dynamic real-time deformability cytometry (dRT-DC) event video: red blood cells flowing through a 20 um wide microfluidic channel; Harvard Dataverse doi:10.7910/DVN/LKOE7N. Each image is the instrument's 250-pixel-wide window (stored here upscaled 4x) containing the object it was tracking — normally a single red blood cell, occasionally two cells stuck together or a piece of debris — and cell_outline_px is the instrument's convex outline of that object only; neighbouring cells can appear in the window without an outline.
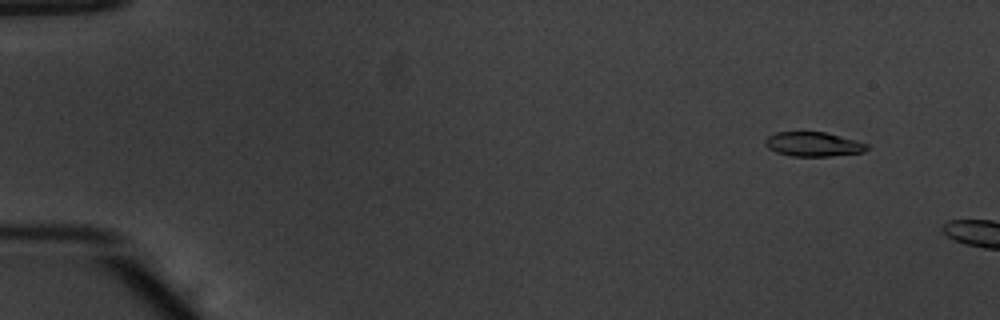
{"species": "common noctule bat (a hibernating species)", "species_latin": "Nyctalus noctula", "temperature_condition": "warm", "stored_images_in_passage": 49, "camera_frame_rate_fps": 3000, "um_per_image_px": 0.085, "animal": {"sex": "male", "body_mass_g": 20.1, "forearm_length_mm": 53.5}, "frame": {"image": 1, "passage_image": 4, "time_ms": 1.0, "image_size_px": [1000, 320], "cell_outline_px": [[868, 148], [864, 152], [832, 156], [792, 156], [776, 152], [768, 148], [764, 144], [764, 140], [768, 136], [776, 132], [824, 132], [856, 140], [868, 144]], "centroid_in_image_um": [69.12, 12.26], "position_along_channel_um": 15.9, "area_um2": 14.45}}
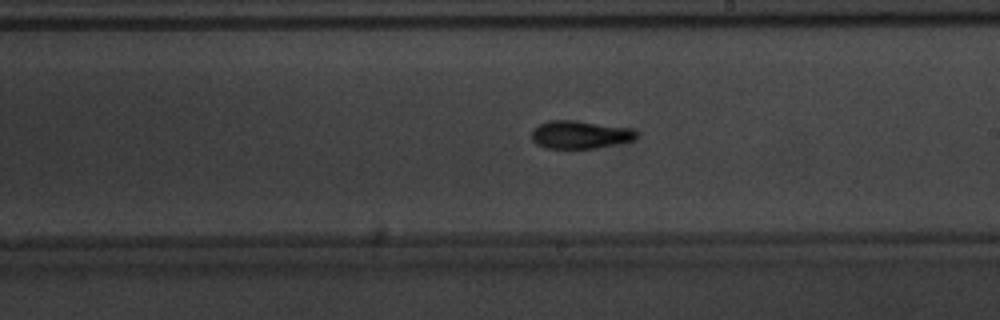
{"frame": {"image": 2, "passage_image": 31, "time_ms": 10.0, "image_size_px": [1000, 320], "cell_outline_px": [[636, 136], [632, 140], [596, 148], [544, 148], [536, 144], [532, 140], [532, 128], [548, 120], [576, 120], [632, 128], [636, 132]], "centroid_in_image_um": [49.25, 11.43], "position_along_channel_um": 239.8, "area_um2": 17.05}}
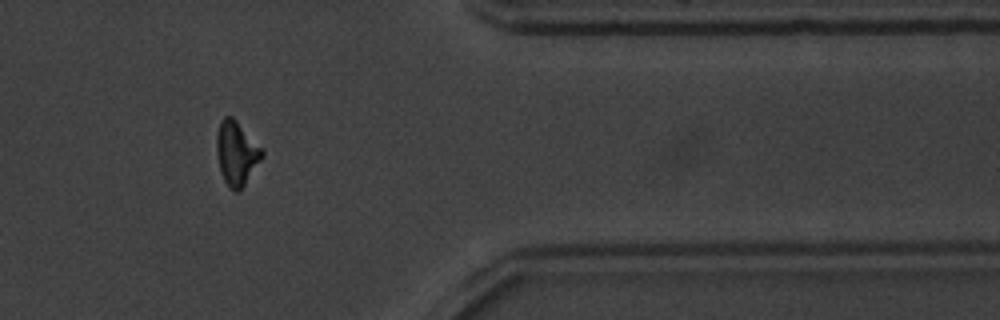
{"frame": {"image": 3, "passage_image": 44, "time_ms": 14.333, "image_size_px": [1000, 320], "cell_outline_px": [[264, 156], [244, 184], [236, 192], [224, 180], [220, 172], [216, 148], [216, 136], [220, 120], [224, 116], [232, 116], [264, 148]], "centroid_in_image_um": [20.11, 12.96], "position_along_channel_um": 391.3, "area_um2": 16.94}}